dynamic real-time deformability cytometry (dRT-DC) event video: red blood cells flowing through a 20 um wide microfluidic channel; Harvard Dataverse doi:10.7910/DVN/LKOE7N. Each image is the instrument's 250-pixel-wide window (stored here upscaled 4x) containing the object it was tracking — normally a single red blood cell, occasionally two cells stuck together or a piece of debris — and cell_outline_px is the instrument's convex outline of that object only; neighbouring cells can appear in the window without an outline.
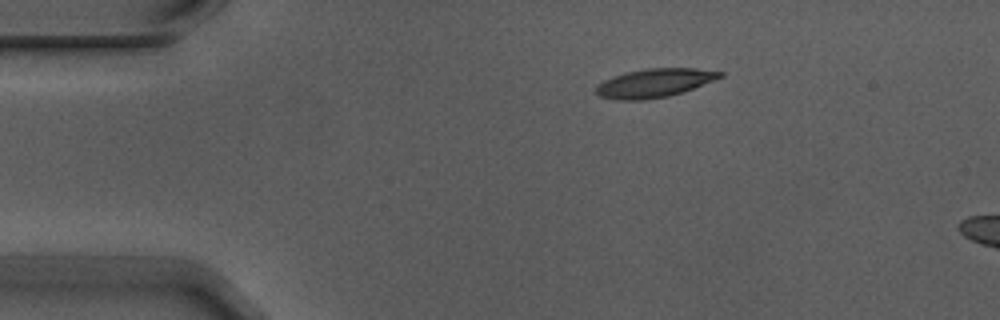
{"species": "Egyptian fruit bat (a non-hibernating species)", "species_latin": "Rousettus aegyptiacus", "temperature_condition": "warm", "stored_images_in_passage": 3, "camera_frame_rate_fps": 3000, "um_per_image_px": 0.085, "animal": {"sex": "male"}, "frame": {"image": 1, "passage_image": 1, "time_ms": 0.0, "image_size_px": [1000, 320], "cell_outline_px": [[724, 76], [692, 88], [668, 96], [644, 100], [616, 100], [596, 96], [596, 84], [604, 80], [628, 72], [644, 68], [696, 68], [724, 72]], "centroid_in_image_um": [55.59, 7.06], "position_along_channel_um": 29.4, "area_um2": 20.58}}
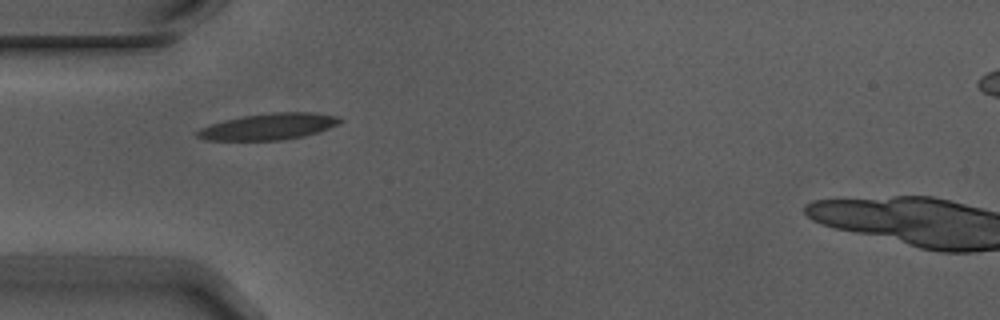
{"frame": {"image": 2, "passage_image": 3, "time_ms": 0.667, "image_size_px": [1000, 320], "cell_outline_px": [[344, 120], [340, 124], [304, 136], [280, 140], [204, 140], [196, 136], [192, 132], [200, 128], [224, 120], [244, 116], [276, 112], [312, 112], [340, 116]], "centroid_in_image_um": [22.84, 10.75], "position_along_channel_um": 62.2, "area_um2": 21.96}}